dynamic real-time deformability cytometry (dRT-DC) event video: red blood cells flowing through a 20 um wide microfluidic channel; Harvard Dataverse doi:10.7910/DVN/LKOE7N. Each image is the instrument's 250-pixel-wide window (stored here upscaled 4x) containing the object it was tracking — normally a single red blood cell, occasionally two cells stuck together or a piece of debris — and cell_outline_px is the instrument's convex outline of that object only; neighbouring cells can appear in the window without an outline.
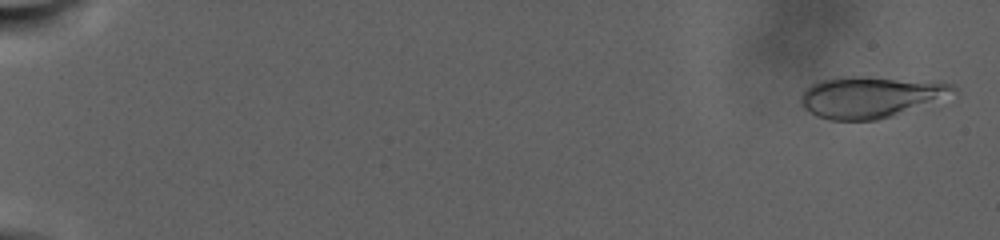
{"species": "human", "species_latin": "Homo sapiens", "temperature_condition": "warm", "stored_images_in_passage": 19, "camera_frame_rate_fps": 3000, "um_per_image_px": 0.085, "donor": {"sex": "male"}, "frame": {"image": 1, "passage_image": 2, "time_ms": 0.667, "image_size_px": [1000, 240], "cell_outline_px": [[956, 92], [892, 116], [876, 120], [828, 120], [816, 116], [808, 112], [800, 104], [800, 96], [804, 88], [820, 80], [840, 76], [868, 76], [940, 80], [956, 84]], "centroid_in_image_um": [73.96, 8.2], "position_along_channel_um": 11.0, "area_um2": 37.34}}
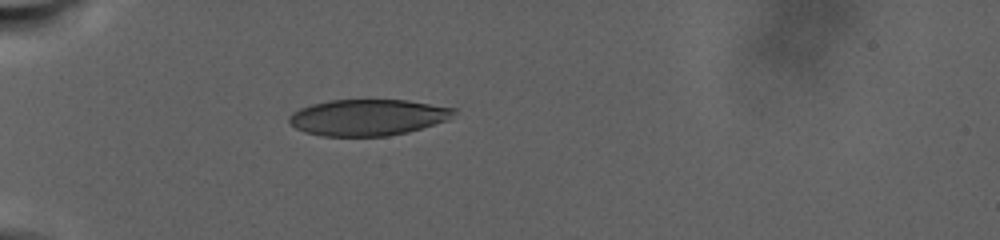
{"frame": {"image": 2, "passage_image": 16, "time_ms": 10.333, "image_size_px": [1000, 240], "cell_outline_px": [[456, 112], [448, 120], [408, 132], [388, 136], [324, 136], [304, 132], [296, 128], [288, 120], [288, 116], [292, 112], [300, 108], [312, 104], [328, 100], [408, 100], [456, 108]], "centroid_in_image_um": [31.27, 9.97], "position_along_channel_um": 53.7, "area_um2": 34.91}}
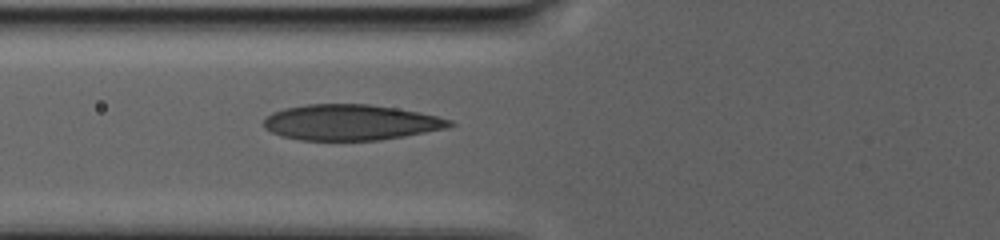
{"frame": {"image": 3, "passage_image": 19, "time_ms": 13.333, "image_size_px": [1000, 240], "cell_outline_px": [[456, 124], [448, 128], [404, 136], [380, 140], [300, 140], [280, 136], [264, 128], [264, 120], [272, 112], [284, 108], [304, 104], [368, 104], [396, 108], [436, 116], [452, 120]], "centroid_in_image_um": [29.79, 10.4], "position_along_channel_um": 96.0, "area_um2": 38.67}}